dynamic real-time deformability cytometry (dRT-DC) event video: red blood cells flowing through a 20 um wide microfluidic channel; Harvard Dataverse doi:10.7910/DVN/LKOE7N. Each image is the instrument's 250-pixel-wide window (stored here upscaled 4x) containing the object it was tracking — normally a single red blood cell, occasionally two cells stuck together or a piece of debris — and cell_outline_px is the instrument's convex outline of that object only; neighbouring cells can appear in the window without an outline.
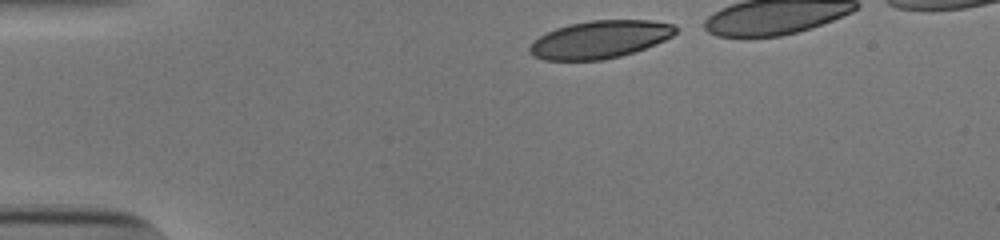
{"species": "human", "species_latin": "Homo sapiens", "temperature_condition": "cold", "stored_images_in_passage": 33, "camera_frame_rate_fps": 3000, "um_per_image_px": 0.085, "donor": {"sex": "male"}, "frame": {"image": 1, "passage_image": 1, "time_ms": 0.0, "image_size_px": [1000, 240], "cell_outline_px": [[676, 32], [672, 36], [656, 44], [620, 56], [600, 60], [544, 60], [532, 56], [528, 48], [532, 40], [556, 28], [568, 24], [592, 20], [652, 20], [672, 24], [676, 28]], "centroid_in_image_um": [50.95, 3.35], "position_along_channel_um": 34.0, "area_um2": 31.96}}
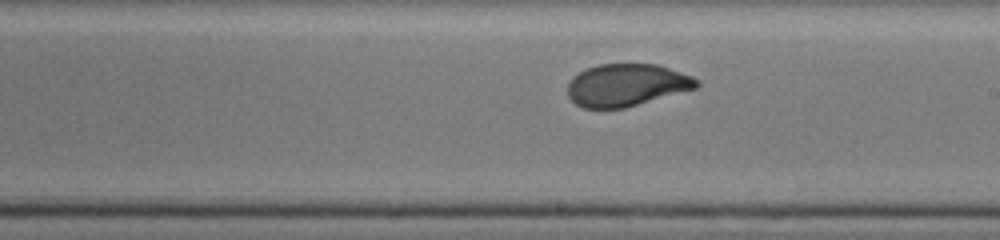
{"frame": {"image": 2, "passage_image": 21, "time_ms": 6.667, "image_size_px": [1000, 240], "cell_outline_px": [[700, 84], [696, 88], [624, 108], [584, 108], [576, 104], [568, 96], [568, 84], [572, 76], [588, 68], [600, 64], [656, 64], [692, 76], [700, 80]], "centroid_in_image_um": [53.25, 7.23], "position_along_channel_um": 235.7, "area_um2": 31.62}}
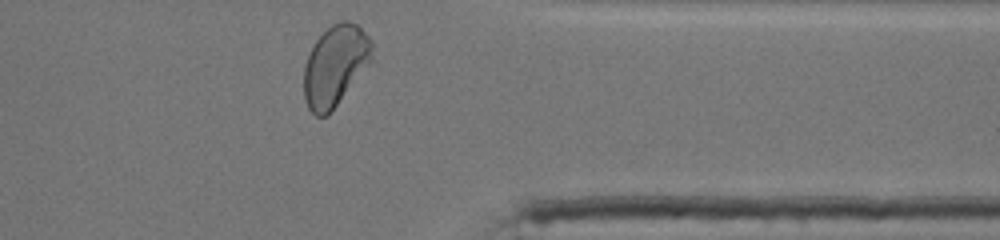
{"frame": {"image": 3, "passage_image": 33, "time_ms": 10.667, "image_size_px": [1000, 240], "cell_outline_px": [[372, 60], [328, 116], [316, 116], [308, 108], [304, 96], [304, 64], [316, 40], [332, 24], [340, 20], [348, 20], [356, 24], [372, 40]], "centroid_in_image_um": [28.49, 5.58], "position_along_channel_um": 382.9, "area_um2": 31.85}, "authors_computed_cell_mechanics": {"area_um2": 32.7148, "velocity_mm_per_s": 3.8609, "shape_relaxation_time_tau1_ms": 4.6637, "shape_relaxation_time_tau2_ms": null, "deformation_change_tau1": 0.1894, "deformation_change_tau2": null}}